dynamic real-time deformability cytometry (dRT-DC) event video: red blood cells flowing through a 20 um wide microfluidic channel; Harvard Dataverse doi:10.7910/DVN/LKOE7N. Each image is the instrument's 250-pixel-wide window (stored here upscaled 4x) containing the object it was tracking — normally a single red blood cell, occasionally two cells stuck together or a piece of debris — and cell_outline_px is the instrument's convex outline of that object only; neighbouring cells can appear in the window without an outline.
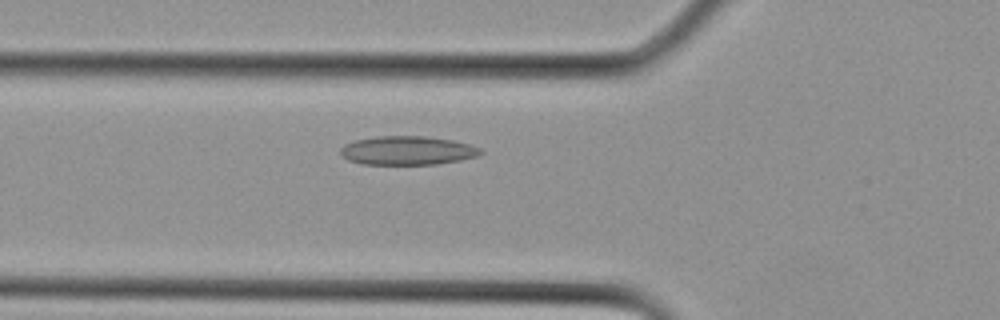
{"species": "Egyptian fruit bat (a non-hibernating species)", "species_latin": "Rousettus aegyptiacus", "temperature_condition": "cold", "stored_images_in_passage": 7, "camera_frame_rate_fps": 3000, "um_per_image_px": 0.085, "animal": {"sex": "female"}, "frame": {"image": 1, "passage_image": 3, "time_ms": 0.667, "image_size_px": [1000, 320], "cell_outline_px": [[484, 152], [476, 156], [460, 160], [436, 164], [364, 164], [348, 160], [340, 152], [340, 148], [344, 144], [356, 140], [376, 136], [424, 136], [452, 140], [468, 144], [480, 148]], "centroid_in_image_um": [34.62, 12.79], "position_along_channel_um": 91.2, "area_um2": 23.35}}
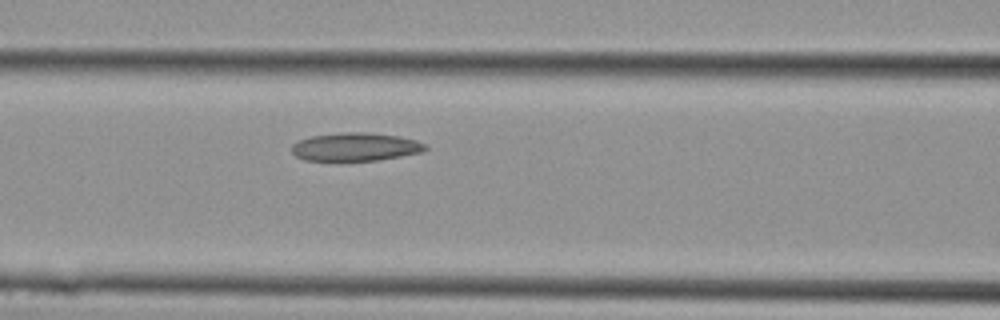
{"frame": {"image": 2, "passage_image": 5, "time_ms": 1.333, "image_size_px": [1000, 320], "cell_outline_px": [[428, 148], [420, 152], [380, 160], [340, 164], [304, 160], [296, 156], [292, 152], [292, 144], [300, 140], [312, 136], [344, 132], [364, 132], [400, 136], [416, 140], [428, 144]], "centroid_in_image_um": [30.18, 12.54], "position_along_channel_um": 136.4, "area_um2": 22.95}}
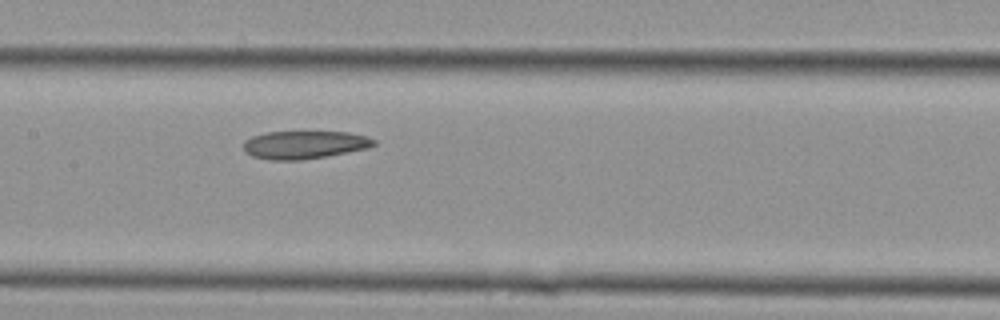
{"frame": {"image": 3, "passage_image": 7, "time_ms": 2.0, "image_size_px": [1000, 320], "cell_outline_px": [[376, 144], [368, 148], [324, 156], [300, 160], [268, 160], [252, 156], [244, 152], [244, 140], [252, 136], [268, 132], [348, 132], [368, 136], [376, 140]], "centroid_in_image_um": [25.86, 12.3], "position_along_channel_um": 181.5, "area_um2": 21.21}}